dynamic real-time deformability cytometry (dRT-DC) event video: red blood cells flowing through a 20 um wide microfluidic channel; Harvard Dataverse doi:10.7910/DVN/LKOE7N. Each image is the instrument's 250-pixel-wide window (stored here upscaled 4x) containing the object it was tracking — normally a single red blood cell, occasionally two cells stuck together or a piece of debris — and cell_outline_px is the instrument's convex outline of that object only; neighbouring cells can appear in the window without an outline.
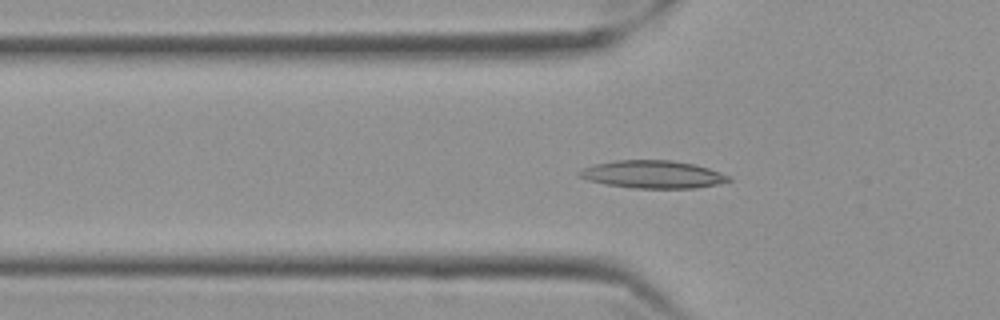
{"species": "Egyptian fruit bat (a non-hibernating species)", "species_latin": "Rousettus aegyptiacus", "temperature_condition": "cold", "stored_images_in_passage": 46, "camera_frame_rate_fps": 3000, "um_per_image_px": 0.085, "frame": {"image": 1, "passage_image": 13, "time_ms": 4.0, "image_size_px": [1000, 320], "cell_outline_px": [[732, 180], [720, 184], [696, 188], [632, 188], [604, 184], [588, 180], [576, 176], [576, 172], [580, 168], [596, 164], [616, 160], [672, 160], [696, 164], [732, 176]], "centroid_in_image_um": [55.48, 14.82], "position_along_channel_um": 70.3, "area_um2": 24.51}}
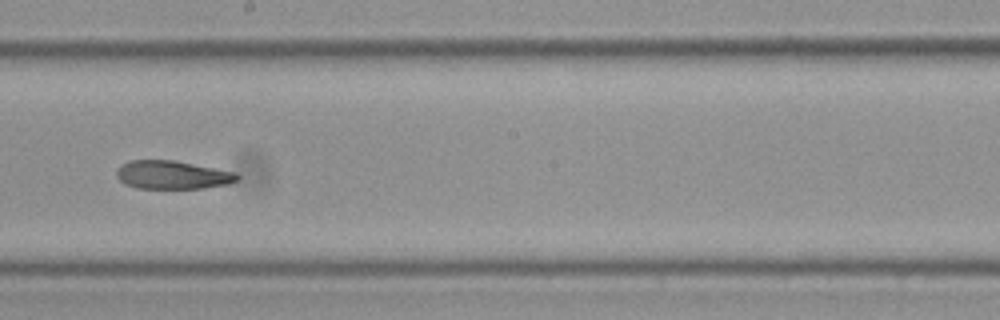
{"frame": {"image": 2, "passage_image": 27, "time_ms": 8.667, "image_size_px": [1000, 320], "cell_outline_px": [[240, 176], [236, 180], [228, 184], [204, 188], [136, 188], [124, 184], [116, 176], [116, 168], [120, 164], [128, 160], [172, 160], [236, 172]], "centroid_in_image_um": [14.6, 14.86], "position_along_channel_um": 233.6, "area_um2": 20.0}}
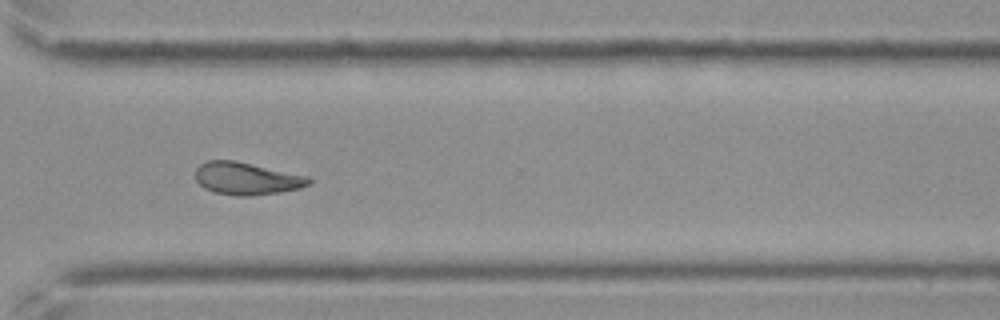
{"frame": {"image": 3, "passage_image": 37, "time_ms": 12.0, "image_size_px": [1000, 320], "cell_outline_px": [[312, 184], [300, 188], [252, 196], [236, 196], [216, 192], [204, 188], [196, 180], [196, 168], [200, 164], [208, 160], [236, 160], [308, 176], [312, 180]], "centroid_in_image_um": [20.97, 15.16], "position_along_channel_um": 349.6, "area_um2": 21.44}, "authors_computed_cell_mechanics": {"area_um2": 21.1259, "velocity_mm_per_s": 3.4905, "shape_relaxation_time_tau1_ms": 8.9916, "shape_relaxation_time_tau2_ms": 7.099, "deformation_change_tau1": 0.2119, "deformation_change_tau2": 0.151}}